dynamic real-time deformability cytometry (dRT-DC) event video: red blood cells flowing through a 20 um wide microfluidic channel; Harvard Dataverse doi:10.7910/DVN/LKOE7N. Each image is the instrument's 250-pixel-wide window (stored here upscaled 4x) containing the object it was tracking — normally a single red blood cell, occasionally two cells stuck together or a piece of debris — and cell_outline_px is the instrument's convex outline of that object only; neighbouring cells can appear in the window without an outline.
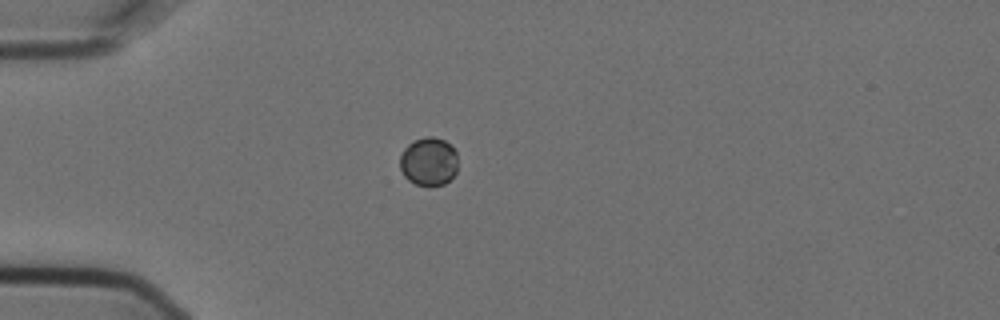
{"species": "Egyptian fruit bat (a non-hibernating species)", "species_latin": "Rousettus aegyptiacus", "temperature_condition": "cold", "stored_images_in_passage": 7, "camera_frame_rate_fps": 3000, "um_per_image_px": 0.085, "animal": {"sex": "female"}, "frame": {"image": 1, "passage_image": 1, "time_ms": 0.0, "image_size_px": [1000, 320], "cell_outline_px": [[456, 172], [444, 184], [428, 188], [416, 184], [408, 180], [404, 176], [400, 168], [400, 156], [404, 148], [412, 140], [424, 136], [432, 136], [444, 140], [456, 152]], "centroid_in_image_um": [36.4, 13.74], "position_along_channel_um": 48.6, "area_um2": 16.53}}
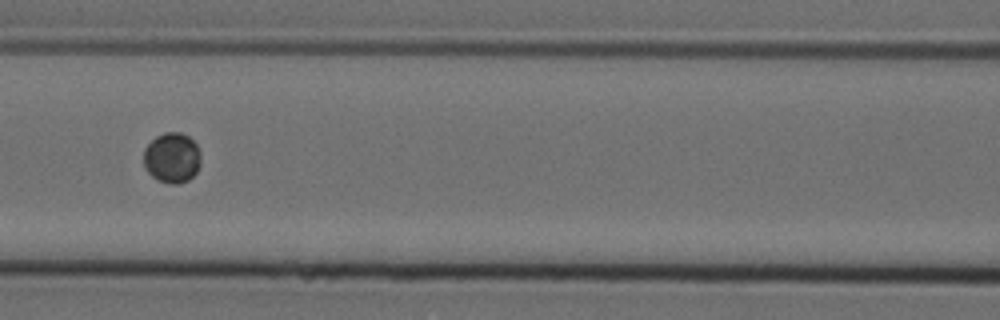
{"frame": {"image": 2, "passage_image": 4, "time_ms": 1.0, "image_size_px": [1000, 320], "cell_outline_px": [[200, 164], [196, 172], [188, 180], [180, 184], [168, 184], [156, 180], [144, 168], [144, 148], [156, 136], [164, 132], [180, 132], [188, 136], [196, 144], [200, 152]], "centroid_in_image_um": [14.61, 13.42], "position_along_channel_um": 152.0, "area_um2": 16.94}}
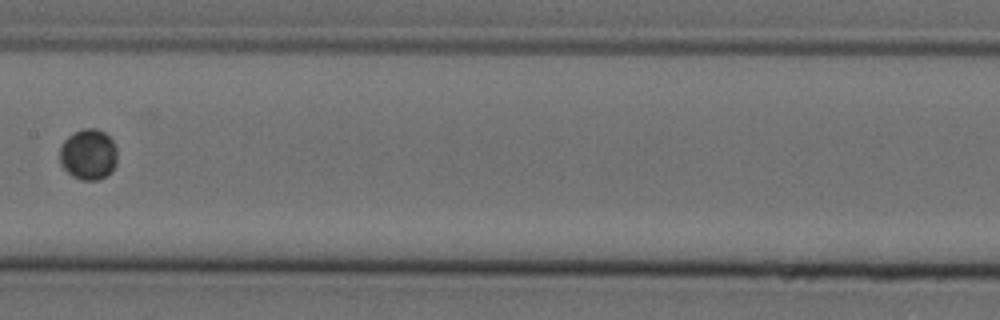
{"frame": {"image": 3, "passage_image": 5, "time_ms": 1.333, "image_size_px": [1000, 320], "cell_outline_px": [[116, 164], [112, 172], [96, 180], [80, 180], [72, 176], [60, 164], [60, 148], [64, 140], [68, 136], [84, 128], [96, 128], [104, 132], [112, 140], [116, 148]], "centroid_in_image_um": [7.51, 13.13], "position_along_channel_um": 199.9, "area_um2": 16.99}}